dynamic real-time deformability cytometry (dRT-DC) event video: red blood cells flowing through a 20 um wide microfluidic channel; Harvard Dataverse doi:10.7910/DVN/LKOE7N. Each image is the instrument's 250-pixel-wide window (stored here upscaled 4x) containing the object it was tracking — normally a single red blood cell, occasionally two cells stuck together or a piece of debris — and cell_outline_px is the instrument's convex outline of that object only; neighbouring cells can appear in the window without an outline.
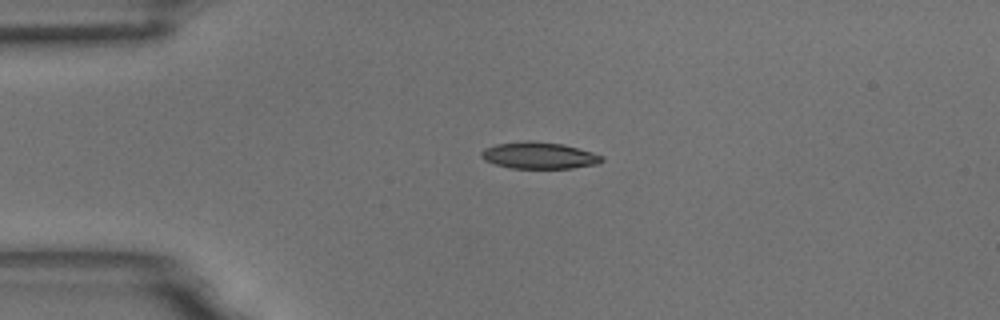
{"species": "common noctule bat (a hibernating species)", "species_latin": "Nyctalus noctula", "temperature_condition": "room temperature", "stored_images_in_passage": 34, "camera_frame_rate_fps": 3000, "um_per_image_px": 0.085, "animal": {"sex": "male", "body_mass_g": 18.8}, "frame": {"image": 1, "passage_image": 1, "time_ms": 0.0, "image_size_px": [1000, 320], "cell_outline_px": [[604, 160], [596, 164], [572, 168], [512, 168], [496, 164], [484, 160], [480, 156], [480, 152], [484, 148], [496, 144], [524, 140], [532, 140], [564, 144], [592, 152], [604, 156]], "centroid_in_image_um": [45.81, 13.2], "position_along_channel_um": 39.2, "area_um2": 18.84}}
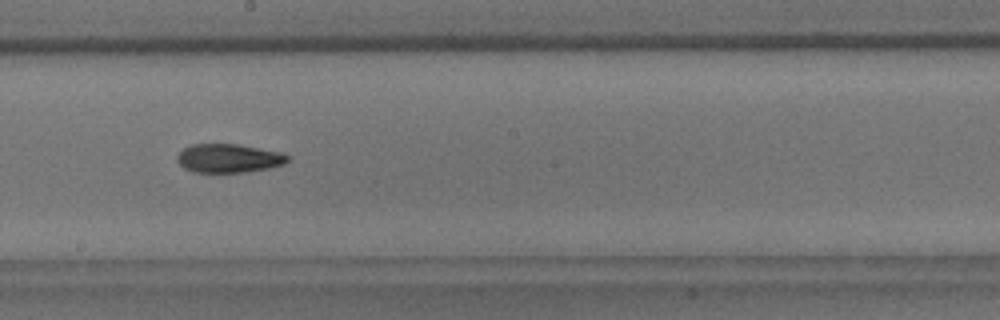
{"frame": {"image": 2, "passage_image": 19, "time_ms": 6.0, "image_size_px": [1000, 320], "cell_outline_px": [[288, 160], [284, 164], [268, 168], [244, 172], [192, 172], [184, 168], [176, 160], [176, 156], [184, 148], [192, 144], [236, 144], [280, 152], [288, 156]], "centroid_in_image_um": [19.4, 13.45], "position_along_channel_um": 228.8, "area_um2": 18.32}}
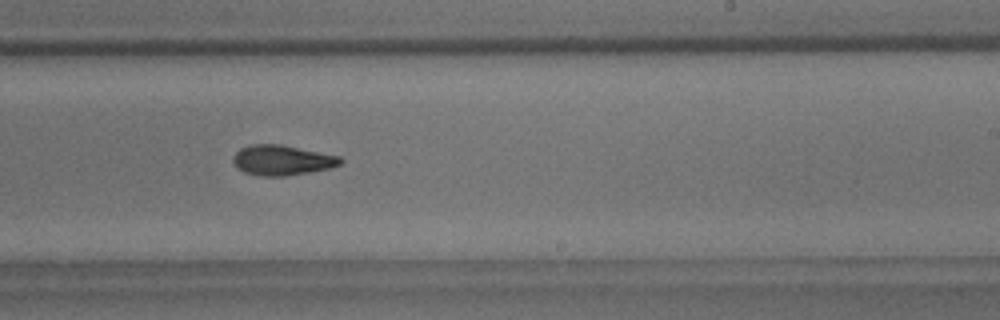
{"frame": {"image": 3, "passage_image": 22, "time_ms": 7.0, "image_size_px": [1000, 320], "cell_outline_px": [[344, 160], [340, 164], [332, 168], [284, 176], [260, 176], [244, 172], [236, 168], [232, 160], [232, 156], [240, 148], [252, 144], [280, 144], [340, 156]], "centroid_in_image_um": [23.95, 13.61], "position_along_channel_um": 265.0, "area_um2": 18.96}, "authors_computed_cell_mechanics": {"area_um2": 18.7272, "velocity_mm_per_s": 3.6308, "shape_relaxation_time_tau1_ms": 7.6034, "shape_relaxation_time_tau2_ms": 7.3865, "deformation_change_tau1": 0.1766, "deformation_change_tau2": 0.1662}}